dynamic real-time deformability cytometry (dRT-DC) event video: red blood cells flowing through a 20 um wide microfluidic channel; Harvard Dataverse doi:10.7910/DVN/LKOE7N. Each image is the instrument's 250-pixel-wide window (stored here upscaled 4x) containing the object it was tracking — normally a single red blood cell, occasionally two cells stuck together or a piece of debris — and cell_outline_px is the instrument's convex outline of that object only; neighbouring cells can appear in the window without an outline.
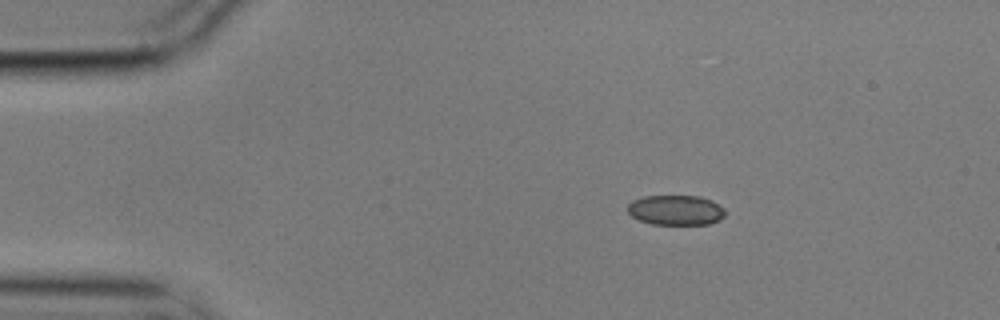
{"species": "common noctule bat (a hibernating species)", "species_latin": "Nyctalus noctula", "temperature_condition": "cold", "stored_images_in_passage": 4, "camera_frame_rate_fps": 3000, "um_per_image_px": 0.085, "animal": {"sex": "male", "body_mass_g": 17.9}, "frame": {"image": 1, "passage_image": 2, "time_ms": 0.333, "image_size_px": [1000, 320], "cell_outline_px": [[724, 216], [720, 220], [708, 224], [652, 224], [640, 220], [632, 216], [628, 212], [628, 204], [632, 200], [644, 196], [700, 196], [712, 200], [724, 208]], "centroid_in_image_um": [57.45, 17.85], "position_along_channel_um": 27.6, "area_um2": 17.05}}